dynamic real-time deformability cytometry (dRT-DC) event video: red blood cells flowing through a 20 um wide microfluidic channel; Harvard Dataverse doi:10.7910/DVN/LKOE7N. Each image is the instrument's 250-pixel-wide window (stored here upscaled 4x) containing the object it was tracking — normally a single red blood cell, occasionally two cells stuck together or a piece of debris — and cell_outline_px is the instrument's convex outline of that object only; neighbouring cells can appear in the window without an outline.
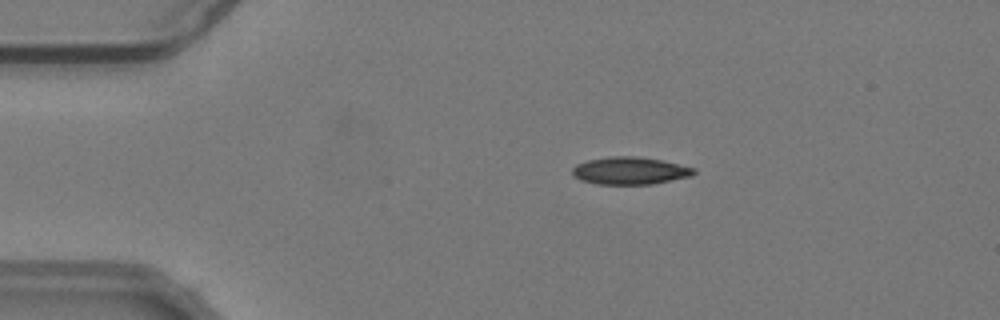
{"species": "common noctule bat (a hibernating species)", "species_latin": "Nyctalus noctula", "temperature_condition": "warm", "stored_images_in_passage": 16, "camera_frame_rate_fps": 3000, "um_per_image_px": 0.085, "animal": {"sex": "male", "body_mass_g": 19.2, "forearm_length_mm": 51.8}, "frame": {"image": 1, "passage_image": 11, "time_ms": 3.333, "image_size_px": [1000, 320], "cell_outline_px": [[696, 172], [692, 176], [652, 184], [596, 184], [580, 180], [572, 176], [572, 168], [576, 164], [588, 160], [608, 156], [636, 156], [660, 160], [696, 168]], "centroid_in_image_um": [53.52, 14.51], "position_along_channel_um": 31.5, "area_um2": 19.54}}